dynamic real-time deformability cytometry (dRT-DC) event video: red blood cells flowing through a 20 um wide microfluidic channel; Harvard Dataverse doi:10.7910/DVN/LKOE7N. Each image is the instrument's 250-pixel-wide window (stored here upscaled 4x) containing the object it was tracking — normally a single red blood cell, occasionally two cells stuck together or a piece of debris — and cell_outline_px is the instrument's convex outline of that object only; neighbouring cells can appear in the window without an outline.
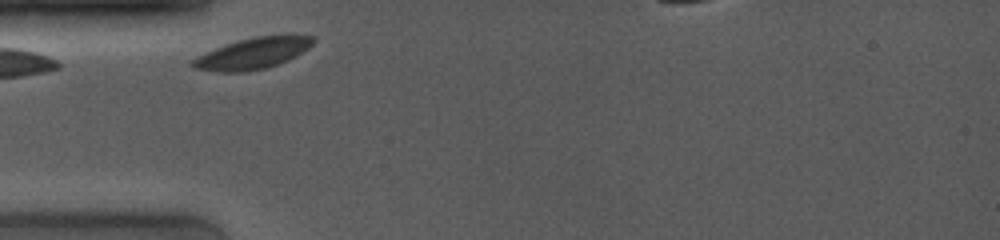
{"species": "common noctule bat (a hibernating species)", "species_latin": "Nyctalus noctula", "temperature_condition": "room temperature", "stored_images_in_passage": 11, "camera_frame_rate_fps": 4000, "um_per_image_px": 0.085, "animal": {"sex": "female", "body_mass_g": 19.0, "forearm_length_mm": 53.3}, "frame": {"image": 1, "passage_image": 1, "time_ms": 0.0, "image_size_px": [1000, 240], "cell_outline_px": [[316, 40], [308, 48], [288, 60], [264, 68], [244, 72], [220, 72], [196, 68], [188, 64], [196, 56], [216, 48], [240, 40], [256, 36], [316, 36]], "centroid_in_image_um": [21.46, 4.55], "position_along_channel_um": 63.5, "area_um2": 21.39}}
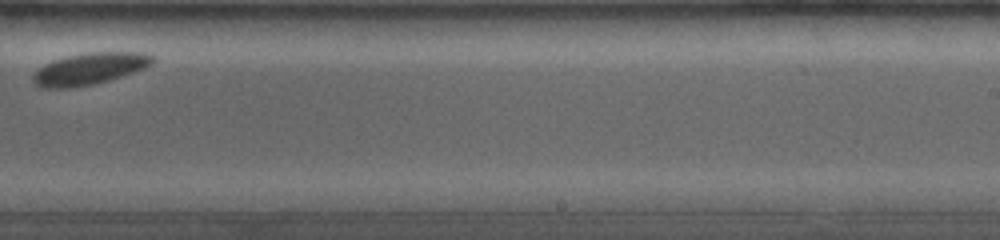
{"frame": {"image": 2, "passage_image": 10, "time_ms": 6.0, "image_size_px": [1000, 240], "cell_outline_px": [[156, 60], [152, 64], [144, 68], [108, 80], [92, 84], [68, 88], [40, 88], [32, 80], [32, 76], [44, 64], [68, 56], [88, 52], [144, 52], [152, 56]], "centroid_in_image_um": [7.62, 5.84], "position_along_channel_um": 281.4, "area_um2": 21.79}}